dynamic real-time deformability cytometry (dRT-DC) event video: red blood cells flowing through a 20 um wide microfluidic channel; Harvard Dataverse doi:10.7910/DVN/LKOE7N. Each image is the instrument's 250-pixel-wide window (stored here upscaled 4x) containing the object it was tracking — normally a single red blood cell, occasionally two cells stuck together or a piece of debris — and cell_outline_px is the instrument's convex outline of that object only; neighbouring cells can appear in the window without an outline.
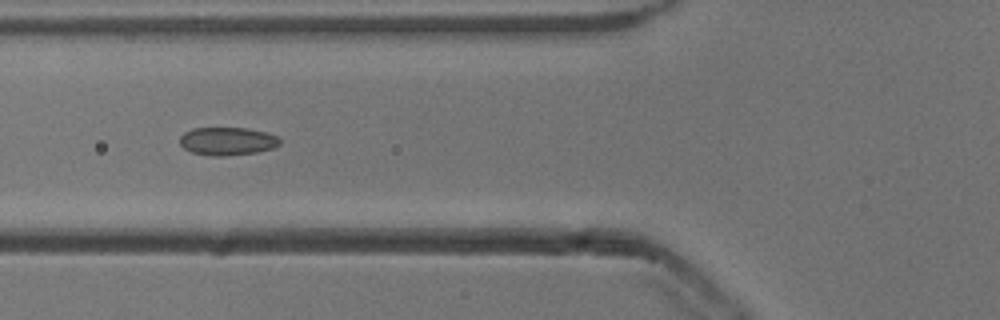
{"species": "common noctule bat (a hibernating species)", "species_latin": "Nyctalus noctula", "temperature_condition": "cold", "stored_images_in_passage": 52, "camera_frame_rate_fps": 3000, "um_per_image_px": 0.085, "animal": {"sex": "male", "body_mass_g": 13.3}, "frame": {"image": 1, "passage_image": 20, "time_ms": 6.333, "image_size_px": [1000, 320], "cell_outline_px": [[280, 144], [272, 148], [256, 152], [224, 156], [212, 156], [192, 152], [184, 148], [180, 144], [180, 136], [184, 132], [192, 128], [248, 128], [264, 132], [276, 136], [280, 140]], "centroid_in_image_um": [19.3, 12.0], "position_along_channel_um": 106.5, "area_um2": 16.24}}
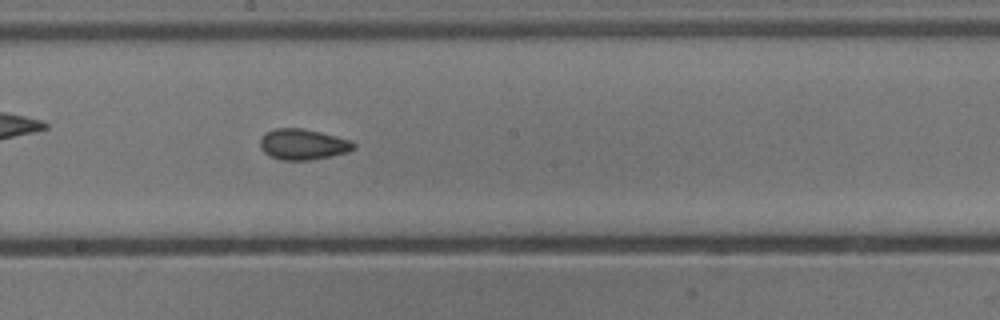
{"frame": {"image": 2, "passage_image": 29, "time_ms": 9.333, "image_size_px": [1000, 320], "cell_outline_px": [[356, 148], [348, 152], [308, 160], [280, 160], [264, 152], [260, 148], [260, 140], [264, 132], [276, 128], [304, 128], [352, 140], [356, 144]], "centroid_in_image_um": [25.75, 12.25], "position_along_channel_um": 222.4, "area_um2": 16.82}}
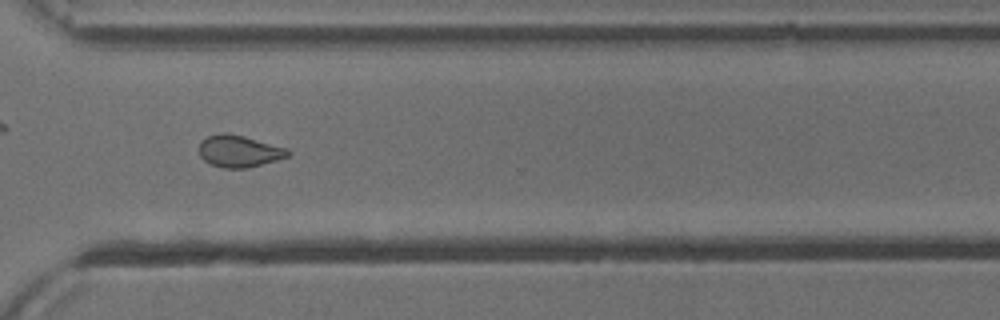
{"frame": {"image": 3, "passage_image": 39, "time_ms": 12.667, "image_size_px": [1000, 320], "cell_outline_px": [[292, 152], [288, 156], [276, 160], [248, 168], [224, 168], [212, 164], [204, 160], [200, 156], [200, 140], [208, 136], [220, 132], [228, 132], [244, 136], [288, 148]], "centroid_in_image_um": [20.33, 12.83], "position_along_channel_um": 350.3, "area_um2": 16.59}, "authors_computed_cell_mechanics": {"area_um2": 16.6464, "velocity_mm_per_s": 3.8504, "shape_relaxation_time_tau1_ms": 3.3004, "shape_relaxation_time_tau2_ms": 2.19, "deformation_change_tau1": 0.0952, "deformation_change_tau2": 0.0763}}